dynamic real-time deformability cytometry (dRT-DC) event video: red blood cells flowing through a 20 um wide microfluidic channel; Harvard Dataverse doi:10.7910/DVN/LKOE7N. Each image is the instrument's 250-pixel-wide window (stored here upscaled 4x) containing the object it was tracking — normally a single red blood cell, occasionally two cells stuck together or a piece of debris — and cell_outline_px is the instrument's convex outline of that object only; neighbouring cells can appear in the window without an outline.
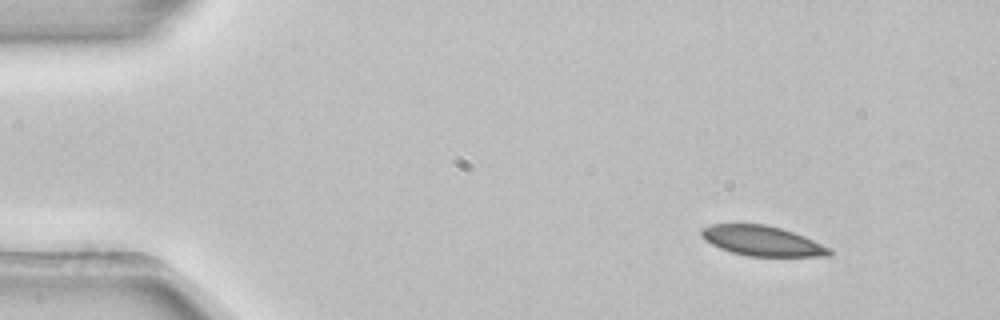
{"species": "common noctule bat (a hibernating species)", "species_latin": "Nyctalus noctula", "temperature_condition": "room temperature", "stored_images_in_passage": 3, "camera_frame_rate_fps": 3000, "um_per_image_px": 0.085, "animal": {"sex": "female", "body_mass_g": 22.7, "forearm_length_mm": 54.2}, "frame": {"image": 1, "passage_image": 1, "time_ms": 0.0, "image_size_px": [1000, 320], "cell_outline_px": [[832, 256], [748, 256], [732, 252], [720, 248], [704, 240], [700, 236], [700, 228], [712, 224], [764, 224], [780, 228], [804, 236], [832, 248]], "centroid_in_image_um": [64.78, 20.47], "position_along_channel_um": 20.2, "area_um2": 22.43}}